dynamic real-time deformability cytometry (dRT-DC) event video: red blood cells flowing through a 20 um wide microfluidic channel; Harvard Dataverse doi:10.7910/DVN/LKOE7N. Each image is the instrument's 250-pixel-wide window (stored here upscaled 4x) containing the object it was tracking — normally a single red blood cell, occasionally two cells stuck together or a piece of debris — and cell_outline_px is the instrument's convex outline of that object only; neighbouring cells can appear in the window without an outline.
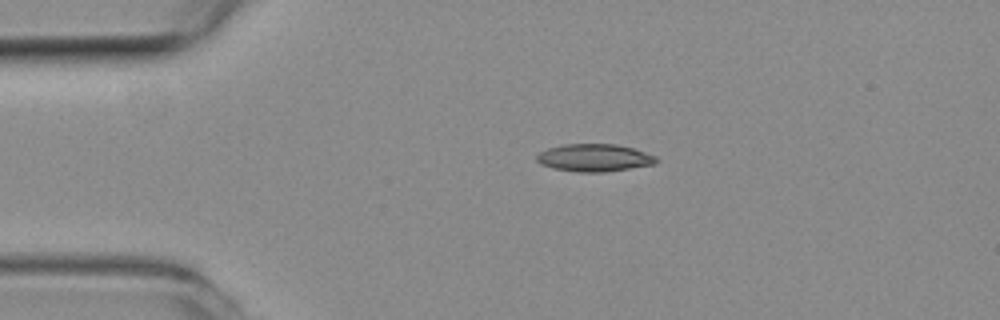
{"species": "common noctule bat (a hibernating species)", "species_latin": "Nyctalus noctula", "temperature_condition": "room temperature", "stored_images_in_passage": 37, "camera_frame_rate_fps": 3000, "um_per_image_px": 0.085, "animal": {"sex": "female", "body_mass_g": 19.3, "forearm_length_mm": 54.1}, "frame": {"image": 1, "passage_image": 1, "time_ms": 0.0, "image_size_px": [1000, 320], "cell_outline_px": [[660, 160], [656, 164], [604, 172], [580, 172], [552, 168], [540, 164], [536, 160], [536, 156], [540, 152], [548, 148], [564, 144], [616, 144], [632, 148], [656, 156]], "centroid_in_image_um": [50.52, 13.41], "position_along_channel_um": 34.5, "area_um2": 19.19}}
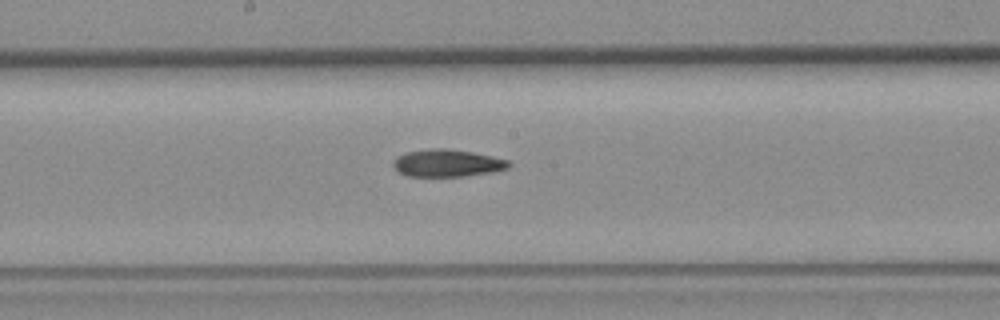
{"frame": {"image": 2, "passage_image": 17, "time_ms": 5.333, "image_size_px": [1000, 320], "cell_outline_px": [[512, 164], [508, 168], [492, 172], [464, 176], [408, 176], [400, 172], [392, 164], [392, 160], [396, 156], [404, 152], [432, 148], [444, 148], [472, 152], [508, 160]], "centroid_in_image_um": [37.99, 13.85], "position_along_channel_um": 210.2, "area_um2": 18.38}}
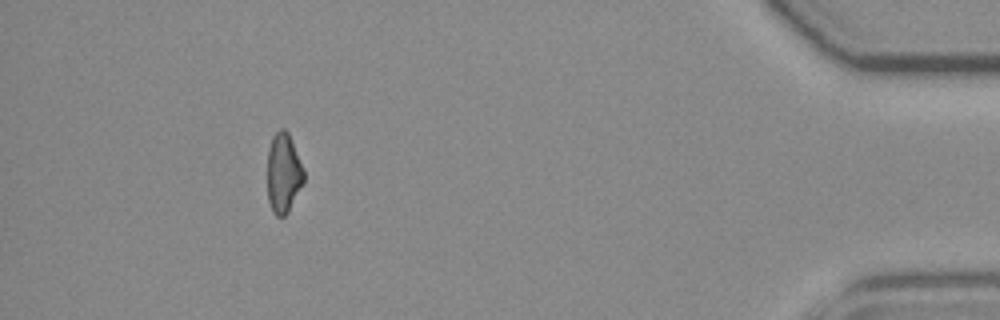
{"frame": {"image": 3, "passage_image": 37, "time_ms": 12.0, "image_size_px": [1000, 320], "cell_outline_px": [[304, 184], [288, 212], [284, 216], [276, 216], [272, 212], [268, 200], [268, 148], [272, 136], [280, 128], [284, 128], [288, 132], [304, 168]], "centroid_in_image_um": [24.1, 14.72], "position_along_channel_um": 411.1, "area_um2": 17.17}}